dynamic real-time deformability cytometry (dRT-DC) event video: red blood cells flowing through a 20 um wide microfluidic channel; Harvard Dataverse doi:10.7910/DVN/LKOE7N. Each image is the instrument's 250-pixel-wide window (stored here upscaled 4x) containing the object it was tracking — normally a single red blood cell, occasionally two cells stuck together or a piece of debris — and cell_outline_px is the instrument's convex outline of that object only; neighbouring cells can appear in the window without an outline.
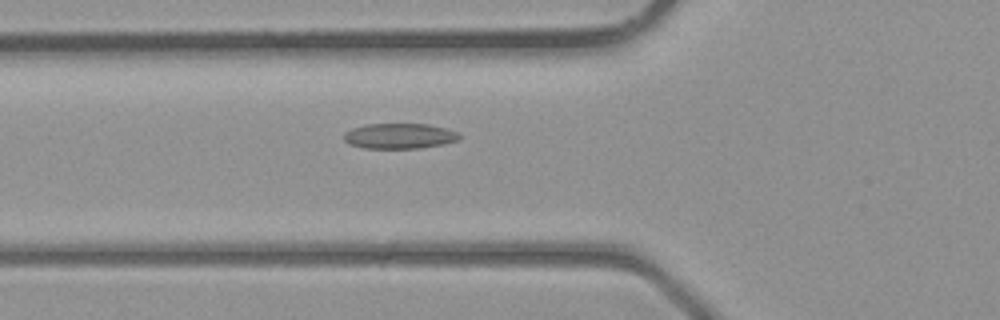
{"species": "common noctule bat (a hibernating species)", "species_latin": "Nyctalus noctula", "temperature_condition": "room temperature", "stored_images_in_passage": 40, "camera_frame_rate_fps": 3000, "um_per_image_px": 0.085, "animal": {"sex": "male", "body_mass_g": 23.1, "forearm_length_mm": 52.7}, "frame": {"image": 1, "passage_image": 15, "time_ms": 4.667, "image_size_px": [1000, 320], "cell_outline_px": [[460, 140], [444, 144], [420, 148], [364, 148], [348, 144], [344, 140], [344, 132], [352, 128], [368, 124], [428, 124], [448, 128], [456, 132], [460, 136]], "centroid_in_image_um": [33.96, 11.56], "position_along_channel_um": 91.8, "area_um2": 17.17}}
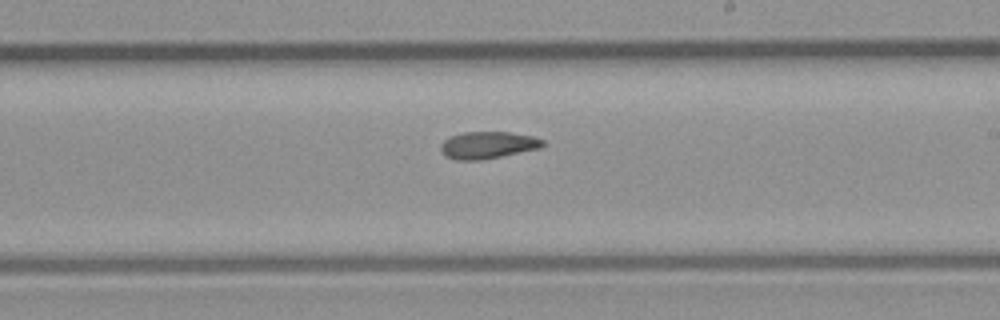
{"frame": {"image": 2, "passage_image": 24, "time_ms": 7.667, "image_size_px": [1000, 320], "cell_outline_px": [[544, 144], [540, 148], [480, 160], [456, 160], [444, 156], [440, 148], [440, 144], [444, 140], [452, 136], [464, 132], [508, 132], [532, 136], [544, 140]], "centroid_in_image_um": [41.43, 12.33], "position_along_channel_um": 247.6, "area_um2": 15.95}}
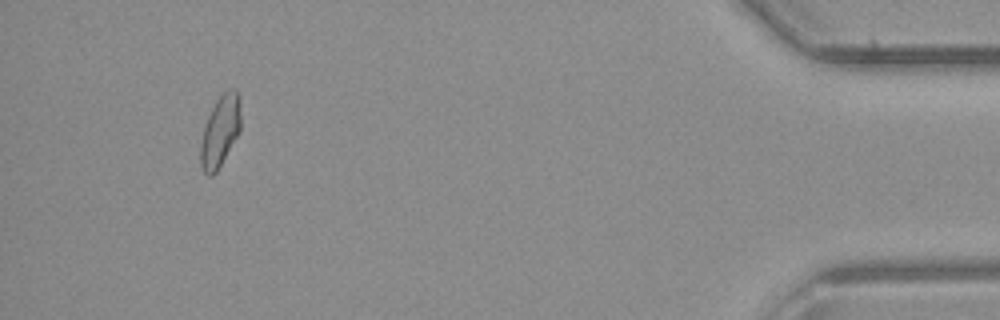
{"frame": {"image": 3, "passage_image": 38, "time_ms": 12.333, "image_size_px": [1000, 320], "cell_outline_px": [[240, 128], [236, 136], [216, 172], [212, 176], [208, 176], [200, 168], [200, 148], [204, 124], [216, 100], [228, 88], [236, 88], [240, 96]], "centroid_in_image_um": [18.7, 11.12], "position_along_channel_um": 416.5, "area_um2": 16.59}}